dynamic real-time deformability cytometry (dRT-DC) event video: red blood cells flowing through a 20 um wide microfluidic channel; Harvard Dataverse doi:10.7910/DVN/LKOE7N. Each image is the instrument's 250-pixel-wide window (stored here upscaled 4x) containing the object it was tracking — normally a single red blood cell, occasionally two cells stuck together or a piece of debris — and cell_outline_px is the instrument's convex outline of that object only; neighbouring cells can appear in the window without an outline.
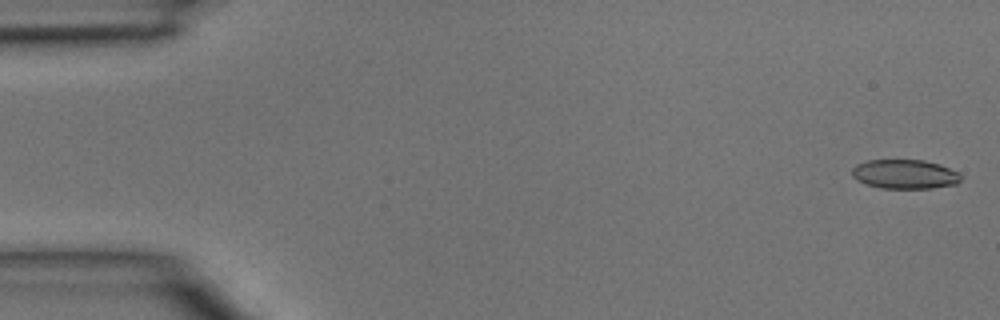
{"species": "common noctule bat (a hibernating species)", "species_latin": "Nyctalus noctula", "temperature_condition": "room temperature", "stored_images_in_passage": 45, "camera_frame_rate_fps": 3000, "um_per_image_px": 0.085, "animal": {"sex": "male", "body_mass_g": 15.6}, "frame": {"image": 1, "passage_image": 1, "time_ms": 0.0, "image_size_px": [1000, 320], "cell_outline_px": [[960, 180], [956, 184], [932, 188], [880, 188], [856, 180], [852, 176], [852, 168], [856, 164], [868, 160], [924, 160], [940, 164], [956, 172], [960, 176]], "centroid_in_image_um": [76.87, 14.8], "position_along_channel_um": 8.1, "area_um2": 18.44}}
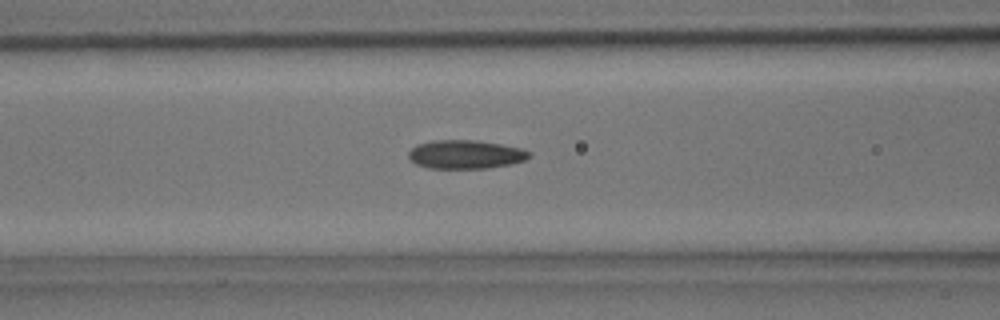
{"frame": {"image": 2, "passage_image": 18, "time_ms": 5.667, "image_size_px": [1000, 320], "cell_outline_px": [[532, 156], [524, 160], [512, 164], [488, 168], [428, 168], [416, 164], [408, 156], [408, 152], [416, 144], [432, 140], [476, 140], [500, 144], [520, 148], [532, 152]], "centroid_in_image_um": [39.58, 13.12], "position_along_channel_um": 127.0, "area_um2": 20.23}}
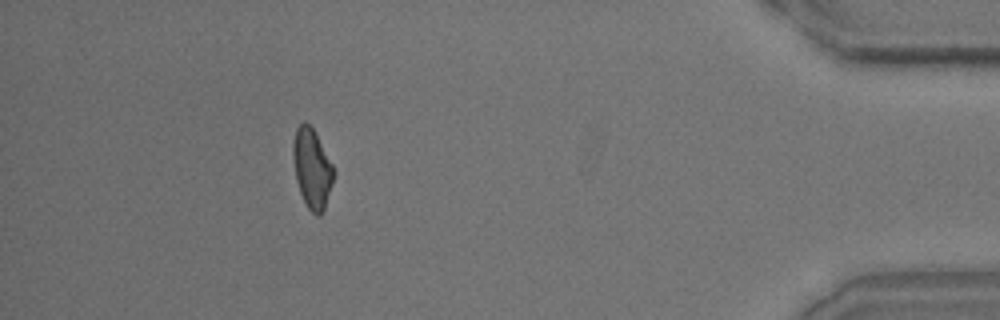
{"frame": {"image": 3, "passage_image": 41, "time_ms": 13.333, "image_size_px": [1000, 320], "cell_outline_px": [[336, 172], [324, 208], [320, 216], [316, 216], [308, 208], [300, 192], [296, 180], [292, 156], [292, 144], [296, 128], [300, 124], [308, 124], [312, 128], [332, 164]], "centroid_in_image_um": [26.51, 14.34], "position_along_channel_um": 408.7, "area_um2": 18.55}}